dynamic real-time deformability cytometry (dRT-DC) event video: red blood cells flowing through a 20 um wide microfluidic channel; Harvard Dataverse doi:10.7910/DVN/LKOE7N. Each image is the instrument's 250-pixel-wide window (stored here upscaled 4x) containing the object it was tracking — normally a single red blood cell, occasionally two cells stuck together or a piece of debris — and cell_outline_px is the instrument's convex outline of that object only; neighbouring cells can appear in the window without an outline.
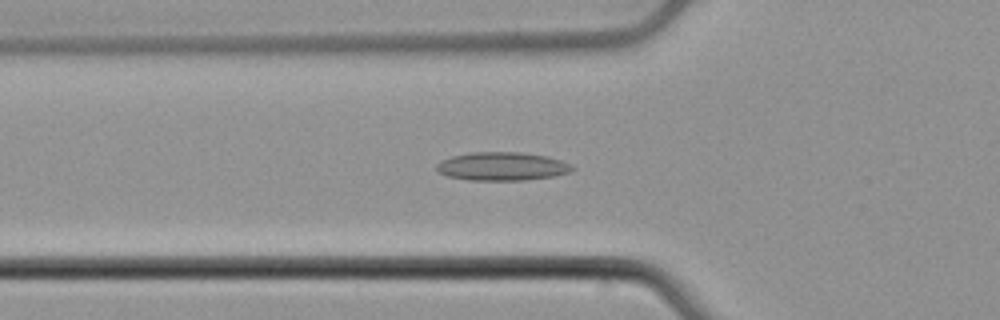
{"species": "common noctule bat (a hibernating species)", "species_latin": "Nyctalus noctula", "temperature_condition": "cold", "stored_images_in_passage": 53, "camera_frame_rate_fps": 3000, "um_per_image_px": 0.085, "animal": {"sex": "male", "body_mass_g": 21.5, "forearm_length_mm": 52.0}, "frame": {"image": 1, "passage_image": 19, "time_ms": 6.0, "image_size_px": [1000, 320], "cell_outline_px": [[576, 168], [568, 172], [552, 176], [524, 180], [468, 180], [448, 176], [440, 172], [436, 168], [436, 164], [440, 160], [452, 156], [472, 152], [520, 152], [548, 156], [572, 164]], "centroid_in_image_um": [42.67, 14.13], "position_along_channel_um": 83.1, "area_um2": 22.43}}
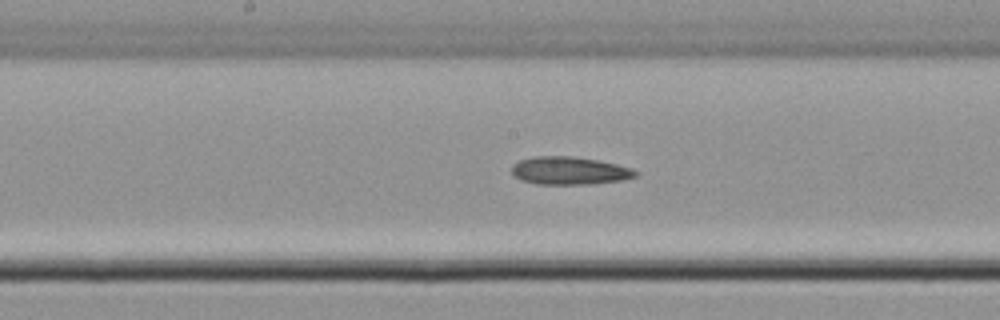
{"frame": {"image": 2, "passage_image": 28, "time_ms": 9.0, "image_size_px": [1000, 320], "cell_outline_px": [[636, 176], [620, 180], [588, 184], [536, 184], [520, 180], [512, 172], [512, 164], [520, 160], [532, 156], [572, 156], [600, 160], [632, 168], [636, 172]], "centroid_in_image_um": [48.36, 14.5], "position_along_channel_um": 199.8, "area_um2": 20.06}}
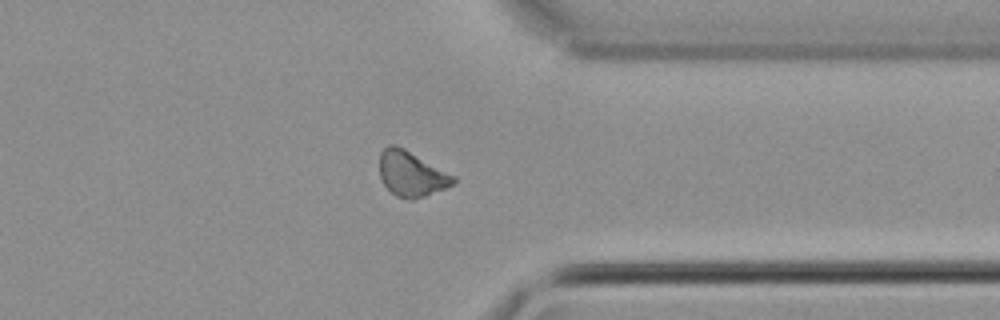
{"frame": {"image": 3, "passage_image": 42, "time_ms": 13.667, "image_size_px": [1000, 320], "cell_outline_px": [[456, 180], [452, 184], [444, 188], [424, 196], [412, 200], [408, 200], [396, 196], [384, 184], [380, 176], [380, 152], [388, 144], [392, 144], [404, 148], [456, 176]], "centroid_in_image_um": [34.96, 14.77], "position_along_channel_um": 376.4, "area_um2": 19.31}, "authors_computed_cell_mechanics": {"area_um2": 20.1722, "velocity_mm_per_s": 3.8856, "shape_relaxation_time_tau1_ms": 5.2976, "shape_relaxation_time_tau2_ms": null, "deformation_change_tau1": 0.0816, "deformation_change_tau2": null}}